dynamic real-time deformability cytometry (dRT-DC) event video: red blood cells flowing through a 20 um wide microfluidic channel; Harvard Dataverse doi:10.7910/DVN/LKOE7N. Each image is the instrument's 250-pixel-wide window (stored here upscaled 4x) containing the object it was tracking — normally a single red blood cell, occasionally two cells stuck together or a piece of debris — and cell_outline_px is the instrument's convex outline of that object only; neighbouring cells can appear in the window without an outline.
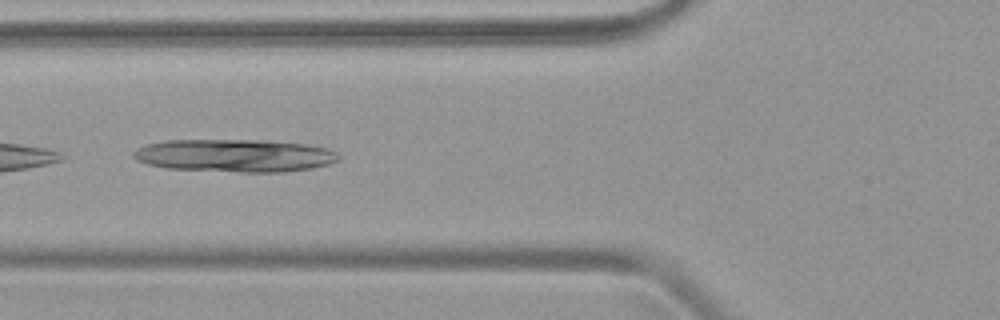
{"species": "common noctule bat (a hibernating species)", "species_latin": "Nyctalus noctula", "temperature_condition": "warm", "stored_images_in_passage": 23, "camera_frame_rate_fps": 3000, "um_per_image_px": 0.085, "animal": {"sex": "female", "body_mass_g": 19.9}, "frame": {"image": 1, "passage_image": 17, "time_ms": 5.333, "image_size_px": [1000, 320], "cell_outline_px": [[340, 160], [328, 164], [312, 168], [284, 172], [240, 172], [164, 168], [148, 164], [136, 160], [132, 156], [132, 152], [136, 148], [148, 144], [164, 140], [264, 140], [308, 144], [328, 148], [336, 152], [340, 156]], "centroid_in_image_um": [19.96, 13.22], "position_along_channel_um": 105.8, "area_um2": 39.54}}
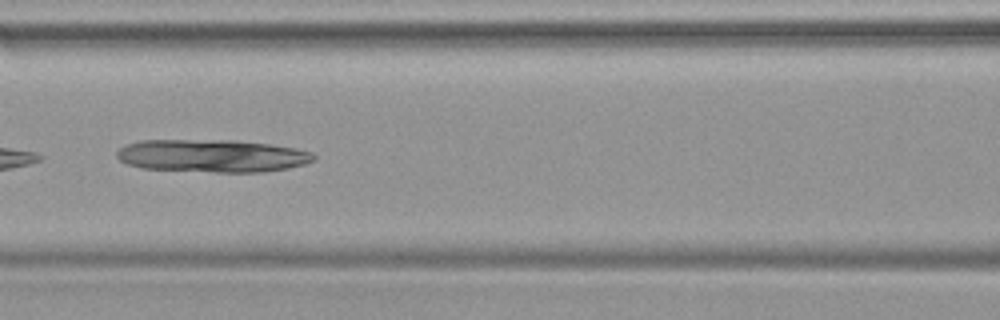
{"frame": {"image": 2, "passage_image": 20, "time_ms": 6.333, "image_size_px": [1000, 320], "cell_outline_px": [[316, 160], [304, 164], [288, 168], [264, 172], [216, 172], [140, 168], [128, 164], [120, 160], [116, 156], [116, 152], [124, 144], [140, 140], [236, 140], [268, 144], [296, 148], [312, 152], [316, 156]], "centroid_in_image_um": [18.03, 13.24], "position_along_channel_um": 148.6, "area_um2": 37.8}}